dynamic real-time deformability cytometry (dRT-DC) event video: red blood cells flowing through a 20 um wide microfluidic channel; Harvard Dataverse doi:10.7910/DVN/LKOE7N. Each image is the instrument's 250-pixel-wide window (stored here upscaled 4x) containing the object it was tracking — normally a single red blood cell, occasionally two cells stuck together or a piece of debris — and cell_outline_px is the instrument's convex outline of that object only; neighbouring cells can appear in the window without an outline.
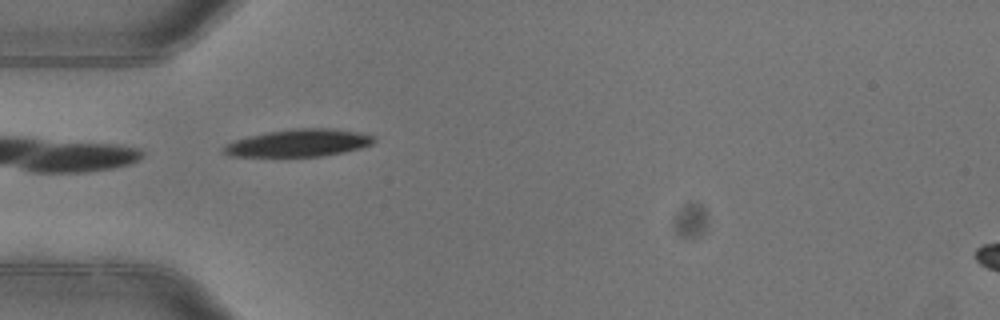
{"species": "common noctule bat (a hibernating species)", "species_latin": "Nyctalus noctula", "temperature_condition": "warm", "stored_images_in_passage": 5, "camera_frame_rate_fps": 3000, "um_per_image_px": 0.085, "animal": {"sex": "female"}, "frame": {"image": 1, "passage_image": 3, "time_ms": 0.667, "image_size_px": [1000, 320], "cell_outline_px": [[376, 140], [372, 144], [360, 148], [344, 152], [324, 156], [232, 156], [220, 152], [220, 148], [236, 140], [248, 136], [268, 132], [292, 128], [332, 128], [360, 132], [376, 136]], "centroid_in_image_um": [25.42, 12.14], "position_along_channel_um": 59.6, "area_um2": 24.1}}